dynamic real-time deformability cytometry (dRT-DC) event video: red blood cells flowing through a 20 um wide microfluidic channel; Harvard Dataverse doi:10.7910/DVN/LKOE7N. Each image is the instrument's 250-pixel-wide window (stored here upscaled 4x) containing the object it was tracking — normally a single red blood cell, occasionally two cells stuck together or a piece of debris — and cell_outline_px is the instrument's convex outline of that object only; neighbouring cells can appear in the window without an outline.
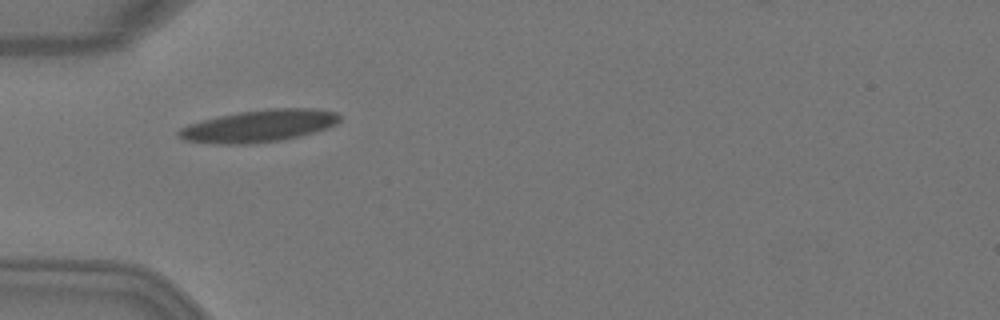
{"species": "Egyptian fruit bat (a non-hibernating species)", "species_latin": "Rousettus aegyptiacus", "temperature_condition": "warm", "stored_images_in_passage": 4, "camera_frame_rate_fps": 3000, "um_per_image_px": 0.085, "animal": {"sex": "female"}, "frame": {"image": 1, "passage_image": 2, "time_ms": 0.333, "image_size_px": [1000, 320], "cell_outline_px": [[340, 120], [336, 124], [300, 136], [280, 140], [252, 144], [216, 144], [184, 140], [176, 136], [176, 132], [180, 128], [188, 124], [220, 116], [240, 112], [268, 108], [316, 108], [336, 112], [340, 116]], "centroid_in_image_um": [21.99, 10.7], "position_along_channel_um": 63.0, "area_um2": 30.11}}